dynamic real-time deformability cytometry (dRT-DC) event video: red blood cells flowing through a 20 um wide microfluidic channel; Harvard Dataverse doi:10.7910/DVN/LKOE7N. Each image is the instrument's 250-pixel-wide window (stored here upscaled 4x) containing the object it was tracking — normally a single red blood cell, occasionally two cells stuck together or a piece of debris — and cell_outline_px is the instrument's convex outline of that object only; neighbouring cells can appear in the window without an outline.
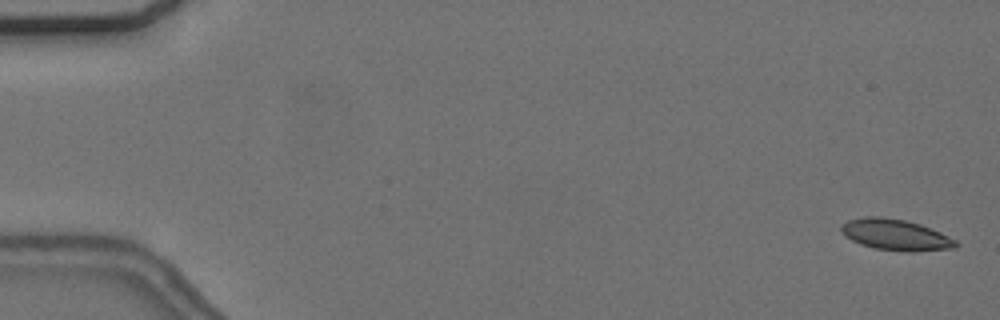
{"species": "common noctule bat (a hibernating species)", "species_latin": "Nyctalus noctula", "temperature_condition": "cold", "stored_images_in_passage": 57, "camera_frame_rate_fps": 3000, "um_per_image_px": 0.085, "animal": {"sex": "female", "body_mass_g": 24.6, "forearm_length_mm": 56.2}, "frame": {"image": 1, "passage_image": 2, "time_ms": 0.333, "image_size_px": [1000, 320], "cell_outline_px": [[960, 244], [956, 248], [912, 252], [908, 252], [872, 248], [860, 244], [844, 236], [840, 232], [840, 224], [848, 220], [864, 216], [880, 216], [904, 220], [920, 224], [940, 232], [956, 240]], "centroid_in_image_um": [76.1, 19.96], "position_along_channel_um": 8.9, "area_um2": 21.04}}
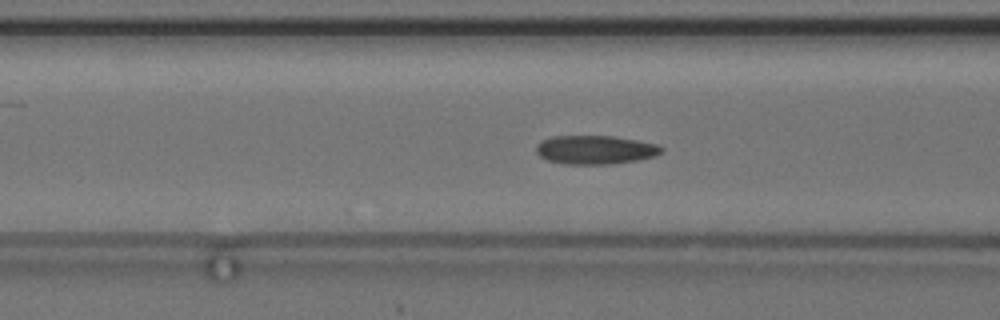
{"frame": {"image": 2, "passage_image": 23, "time_ms": 7.333, "image_size_px": [1000, 320], "cell_outline_px": [[664, 152], [656, 156], [636, 160], [608, 164], [564, 164], [548, 160], [540, 156], [536, 152], [536, 144], [540, 140], [552, 136], [612, 136], [636, 140], [656, 144], [664, 148]], "centroid_in_image_um": [50.58, 12.73], "position_along_channel_um": 116.0, "area_um2": 21.04}}
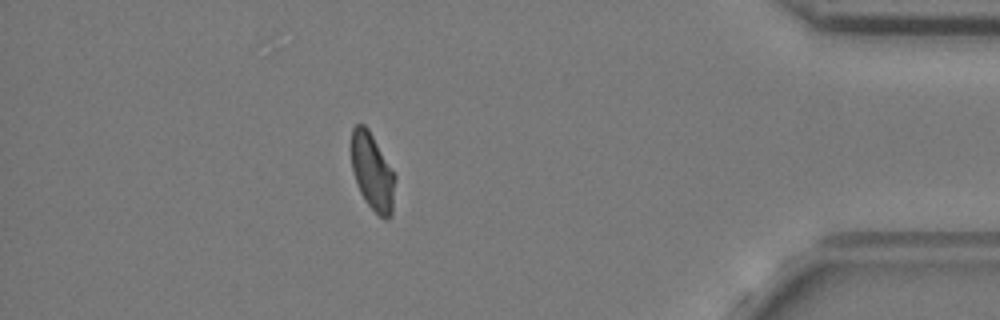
{"frame": {"image": 3, "passage_image": 50, "time_ms": 16.333, "image_size_px": [1000, 320], "cell_outline_px": [[396, 176], [392, 216], [388, 220], [384, 220], [364, 200], [360, 192], [352, 168], [352, 128], [356, 124], [364, 124], [368, 128]], "centroid_in_image_um": [31.68, 14.64], "position_along_channel_um": 403.5, "area_um2": 19.54}, "authors_computed_cell_mechanics": {"area_um2": 20.6924, "velocity_mm_per_s": 3.6799, "shape_relaxation_time_tau1_ms": null, "shape_relaxation_time_tau2_ms": 2.1408, "deformation_change_tau1": null, "deformation_change_tau2": 0.0756}}